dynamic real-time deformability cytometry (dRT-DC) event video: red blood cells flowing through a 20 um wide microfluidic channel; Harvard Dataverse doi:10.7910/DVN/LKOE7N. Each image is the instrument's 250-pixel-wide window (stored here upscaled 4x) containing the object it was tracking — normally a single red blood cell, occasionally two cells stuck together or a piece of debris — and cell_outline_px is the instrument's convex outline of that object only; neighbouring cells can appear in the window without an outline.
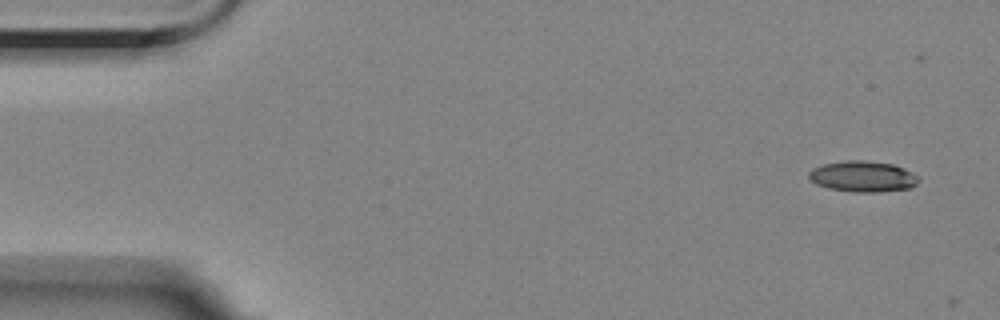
{"species": "Egyptian fruit bat (a non-hibernating species)", "species_latin": "Rousettus aegyptiacus", "temperature_condition": "room temperature", "stored_images_in_passage": 2, "camera_frame_rate_fps": 3000, "um_per_image_px": 0.085, "animal": {"sex": "female"}, "frame": {"image": 1, "passage_image": 1, "time_ms": 0.0, "image_size_px": [1000, 320], "cell_outline_px": [[920, 180], [912, 188], [876, 192], [856, 192], [828, 188], [816, 184], [808, 176], [808, 172], [812, 168], [824, 164], [848, 160], [864, 160], [892, 164], [904, 168], [912, 172]], "centroid_in_image_um": [73.34, 15.0], "position_along_channel_um": 11.7, "area_um2": 19.71}}